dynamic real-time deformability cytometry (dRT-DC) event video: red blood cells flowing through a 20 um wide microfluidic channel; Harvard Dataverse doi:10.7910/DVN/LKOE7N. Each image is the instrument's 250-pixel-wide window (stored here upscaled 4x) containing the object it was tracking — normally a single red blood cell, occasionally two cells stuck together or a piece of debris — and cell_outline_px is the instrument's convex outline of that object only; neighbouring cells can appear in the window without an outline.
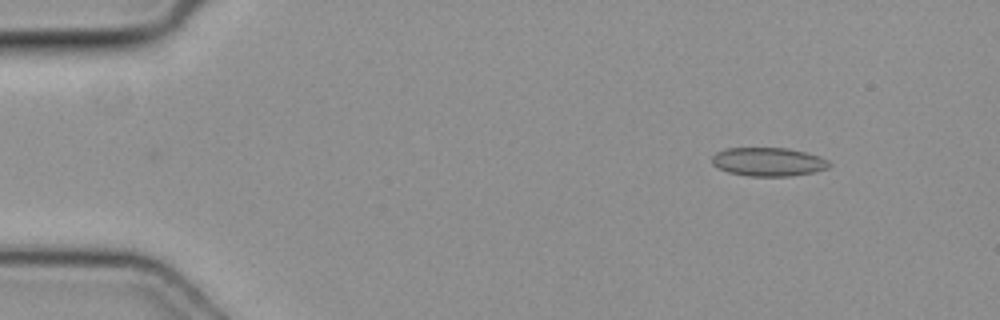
{"species": "common noctule bat (a hibernating species)", "species_latin": "Nyctalus noctula", "temperature_condition": "cold", "stored_images_in_passage": 14, "camera_frame_rate_fps": 3000, "um_per_image_px": 0.085, "animal": {"sex": "female", "body_mass_g": 19.3, "forearm_length_mm": 54.1}, "frame": {"image": 1, "passage_image": 5, "time_ms": 1.333, "image_size_px": [1000, 320], "cell_outline_px": [[832, 164], [828, 168], [812, 172], [788, 176], [752, 176], [728, 172], [712, 164], [712, 156], [716, 152], [724, 148], [788, 148], [820, 156], [828, 160]], "centroid_in_image_um": [65.31, 13.74], "position_along_channel_um": 19.7, "area_um2": 19.48}}